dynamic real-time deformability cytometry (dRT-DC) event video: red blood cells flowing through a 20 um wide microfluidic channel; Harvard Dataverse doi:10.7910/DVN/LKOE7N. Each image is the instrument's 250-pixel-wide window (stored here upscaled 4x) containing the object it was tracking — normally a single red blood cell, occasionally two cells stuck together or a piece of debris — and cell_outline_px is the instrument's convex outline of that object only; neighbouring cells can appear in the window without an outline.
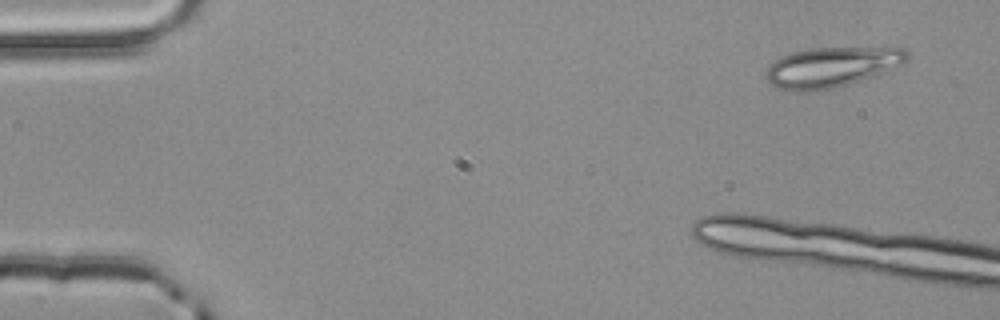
{"species": "common noctule bat (a hibernating species)", "species_latin": "Nyctalus noctula", "temperature_condition": "room temperature", "stored_images_in_passage": 4, "camera_frame_rate_fps": 3000, "um_per_image_px": 0.085, "animal": {"sex": "male", "body_mass_g": 20.4}, "frame": {"image": 1, "passage_image": 1, "time_ms": 0.0, "image_size_px": [1000, 320], "cell_outline_px": [[908, 60], [888, 72], [876, 76], [832, 88], [804, 92], [796, 92], [776, 88], [764, 76], [764, 72], [768, 64], [792, 52], [812, 48], [908, 48]], "centroid_in_image_um": [70.68, 5.71], "position_along_channel_um": 14.3, "area_um2": 33.12}}